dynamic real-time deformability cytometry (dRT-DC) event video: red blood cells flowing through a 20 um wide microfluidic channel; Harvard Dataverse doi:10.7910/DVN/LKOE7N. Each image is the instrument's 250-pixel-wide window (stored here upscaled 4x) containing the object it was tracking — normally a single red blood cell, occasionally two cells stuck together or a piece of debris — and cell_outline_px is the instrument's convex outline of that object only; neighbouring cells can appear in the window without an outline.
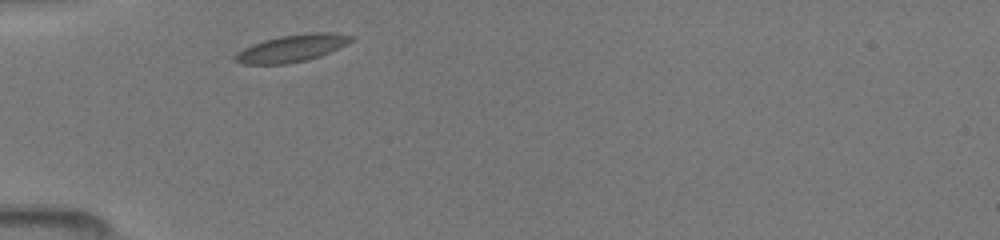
{"species": "common noctule bat (a hibernating species)", "species_latin": "Nyctalus noctula", "temperature_condition": "room temperature", "stored_images_in_passage": 12, "camera_frame_rate_fps": 3000, "um_per_image_px": 0.085, "animal": {"sex": "female", "body_mass_g": 19.5, "forearm_length_mm": 54.1}, "frame": {"image": 1, "passage_image": 1, "time_ms": 0.0, "image_size_px": [1000, 240], "cell_outline_px": [[352, 40], [320, 56], [308, 60], [288, 64], [240, 64], [232, 60], [232, 56], [236, 52], [252, 44], [264, 40], [280, 36], [308, 32], [332, 32], [352, 36]], "centroid_in_image_um": [24.71, 4.11], "position_along_channel_um": 60.3, "area_um2": 18.38}}
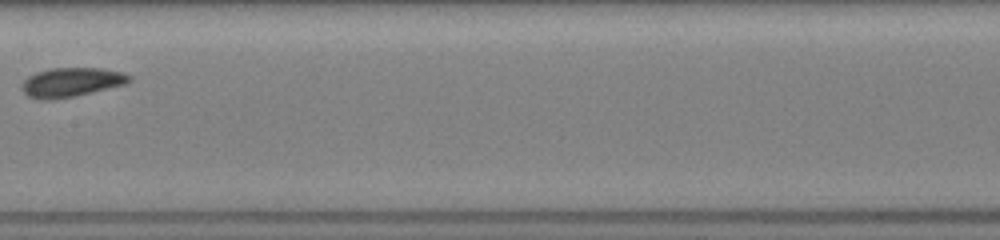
{"frame": {"image": 2, "passage_image": 7, "time_ms": 3.667, "image_size_px": [1000, 240], "cell_outline_px": [[132, 80], [124, 84], [76, 96], [52, 100], [36, 100], [28, 96], [20, 88], [20, 84], [28, 76], [36, 72], [52, 68], [100, 68], [120, 72], [132, 76]], "centroid_in_image_um": [6.0, 7.0], "position_along_channel_um": 201.4, "area_um2": 18.38}}
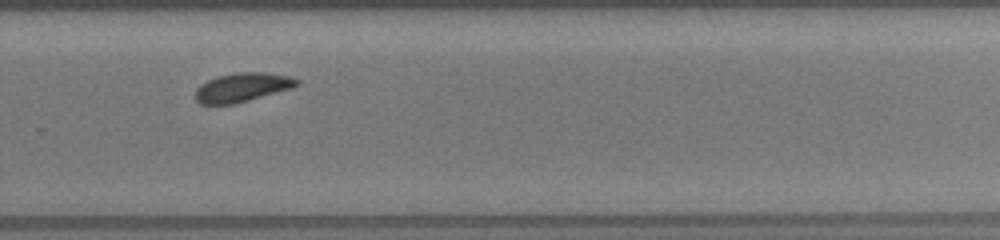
{"frame": {"image": 3, "passage_image": 11, "time_ms": 6.333, "image_size_px": [1000, 240], "cell_outline_px": [[300, 84], [292, 88], [248, 100], [232, 104], [200, 104], [196, 100], [196, 88], [200, 84], [216, 76], [236, 72], [264, 72], [292, 76], [300, 80]], "centroid_in_image_um": [20.61, 7.4], "position_along_channel_um": 309.2, "area_um2": 17.17}}